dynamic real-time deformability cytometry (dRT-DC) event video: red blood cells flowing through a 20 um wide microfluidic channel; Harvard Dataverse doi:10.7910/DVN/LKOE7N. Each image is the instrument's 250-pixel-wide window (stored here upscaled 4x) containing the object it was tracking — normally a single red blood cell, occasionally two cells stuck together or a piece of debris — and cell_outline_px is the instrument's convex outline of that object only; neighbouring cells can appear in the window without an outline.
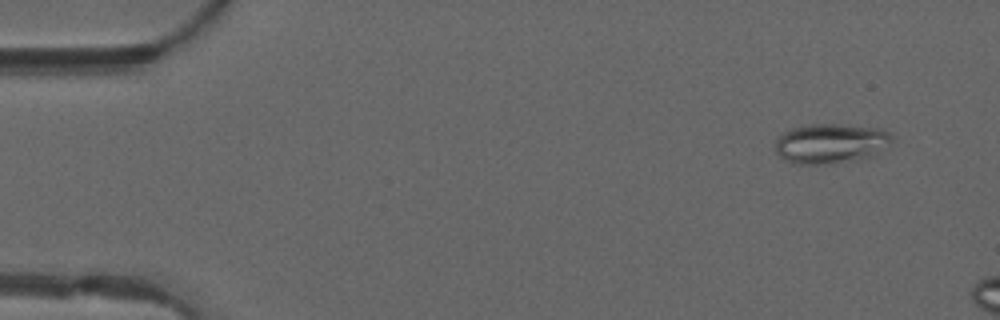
{"species": "common noctule bat (a hibernating species)", "species_latin": "Nyctalus noctula", "temperature_condition": "warm", "stored_images_in_passage": 9, "camera_frame_rate_fps": 3000, "um_per_image_px": 0.085, "animal": {"sex": "male", "forearm_length_mm": 52.5}, "frame": {"image": 1, "passage_image": 4, "time_ms": 1.0, "image_size_px": [1000, 320], "cell_outline_px": [[892, 144], [876, 156], [856, 160], [816, 164], [792, 164], [780, 156], [776, 152], [776, 136], [792, 128], [808, 124], [840, 124], [880, 128], [888, 132], [892, 136]], "centroid_in_image_um": [70.64, 12.19], "position_along_channel_um": 14.4, "area_um2": 27.46}}